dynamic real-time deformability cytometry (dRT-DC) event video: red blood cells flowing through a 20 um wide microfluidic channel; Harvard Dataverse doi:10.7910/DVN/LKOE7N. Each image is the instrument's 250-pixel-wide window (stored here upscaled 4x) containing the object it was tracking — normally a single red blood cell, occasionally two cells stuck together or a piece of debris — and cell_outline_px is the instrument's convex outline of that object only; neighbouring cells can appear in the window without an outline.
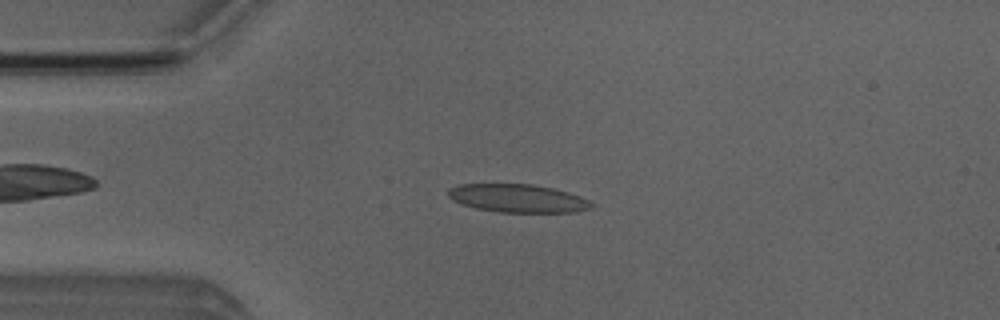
{"species": "Egyptian fruit bat (a non-hibernating species)", "species_latin": "Rousettus aegyptiacus", "temperature_condition": "room temperature", "stored_images_in_passage": 49, "camera_frame_rate_fps": 3000, "um_per_image_px": 0.085, "animal": {"sex": "male"}, "frame": {"image": 1, "passage_image": 10, "time_ms": 3.0, "image_size_px": [1000, 320], "cell_outline_px": [[596, 204], [592, 208], [576, 212], [500, 212], [476, 208], [460, 204], [452, 200], [448, 196], [448, 188], [460, 184], [532, 184], [552, 188], [568, 192], [580, 196]], "centroid_in_image_um": [44.01, 16.86], "position_along_channel_um": 41.0, "area_um2": 23.64}}
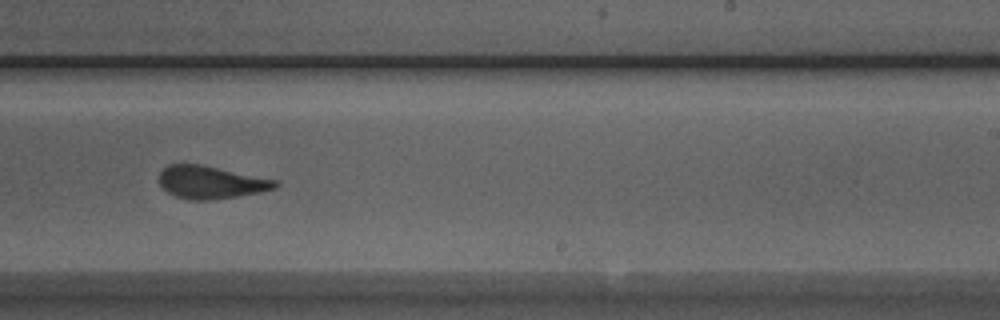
{"frame": {"image": 2, "passage_image": 29, "time_ms": 9.333, "image_size_px": [1000, 320], "cell_outline_px": [[280, 184], [276, 188], [260, 192], [212, 200], [188, 200], [176, 196], [168, 192], [160, 184], [160, 172], [168, 164], [200, 164], [280, 180]], "centroid_in_image_um": [17.97, 15.49], "position_along_channel_um": 271.0, "area_um2": 22.2}}
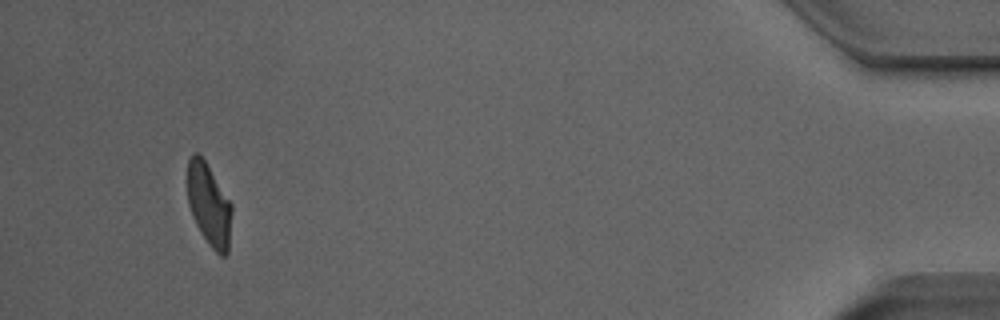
{"frame": {"image": 3, "passage_image": 46, "time_ms": 15.0, "image_size_px": [1000, 320], "cell_outline_px": [[232, 212], [228, 252], [224, 256], [220, 256], [208, 244], [200, 232], [192, 216], [188, 204], [188, 160], [192, 152], [196, 152], [204, 160], [232, 204]], "centroid_in_image_um": [17.76, 17.43], "position_along_channel_um": 417.4, "area_um2": 21.15}, "authors_computed_cell_mechanics": {"area_um2": 23.1778, "velocity_mm_per_s": 3.9789, "shape_relaxation_time_tau1_ms": 3.8628, "shape_relaxation_time_tau2_ms": 1.3079, "deformation_change_tau1": 0.1426, "deformation_change_tau2": 0.0832}}